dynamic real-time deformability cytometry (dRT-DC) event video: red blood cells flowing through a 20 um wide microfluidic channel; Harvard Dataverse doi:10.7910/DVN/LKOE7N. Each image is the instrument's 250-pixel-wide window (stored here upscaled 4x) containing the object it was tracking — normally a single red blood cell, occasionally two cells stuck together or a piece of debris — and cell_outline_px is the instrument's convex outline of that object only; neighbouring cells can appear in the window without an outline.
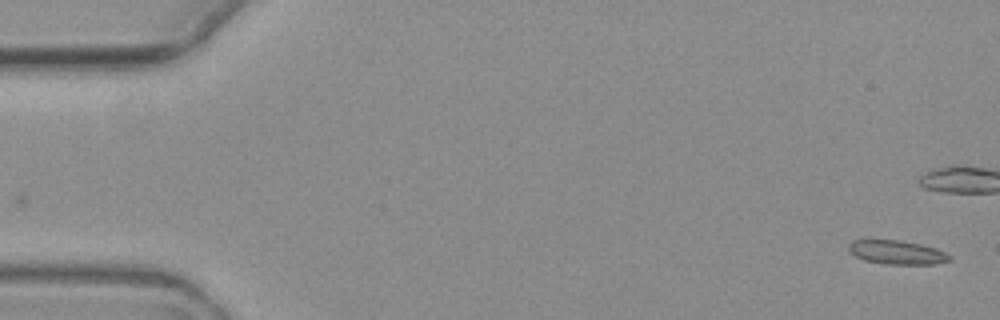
{"species": "common noctule bat (a hibernating species)", "species_latin": "Nyctalus noctula", "temperature_condition": "warm", "stored_images_in_passage": 2, "camera_frame_rate_fps": 3000, "um_per_image_px": 0.085, "animal": {"sex": "female", "body_mass_g": 19.3, "forearm_length_mm": 54.1}, "frame": {"image": 1, "passage_image": 2, "time_ms": 1.333, "image_size_px": [1000, 320], "cell_outline_px": [[952, 260], [932, 264], [888, 264], [864, 260], [848, 252], [848, 244], [852, 240], [864, 236], [900, 240], [920, 244], [936, 248], [952, 256]], "centroid_in_image_um": [76.13, 21.39], "position_along_channel_um": 8.9, "area_um2": 14.74}}